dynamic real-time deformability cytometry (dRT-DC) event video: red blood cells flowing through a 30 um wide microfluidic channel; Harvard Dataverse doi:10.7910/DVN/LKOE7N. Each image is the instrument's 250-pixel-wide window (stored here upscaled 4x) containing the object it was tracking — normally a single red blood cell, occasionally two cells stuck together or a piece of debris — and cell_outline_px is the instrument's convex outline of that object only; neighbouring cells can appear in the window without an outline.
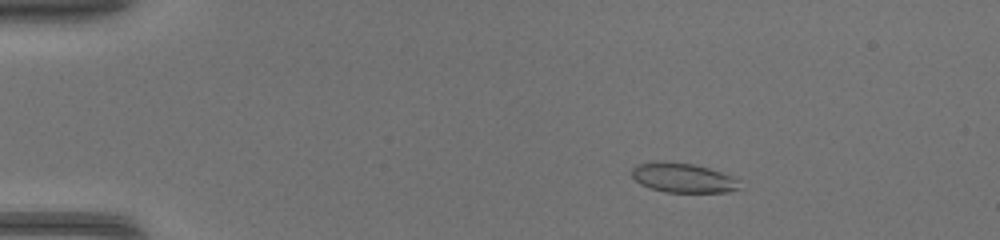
{"species": "common noctule bat (a hibernating species)", "species_latin": "Nyctalus noctula", "temperature_condition": "warm", "stored_images_in_passage": 47, "camera_frame_rate_fps": 3000, "um_per_image_px": 0.085, "animal": {"sex": "female", "body_mass_g": 17.0, "forearm_length_mm": 48.0}, "frame": {"image": 1, "passage_image": 9, "time_ms": 2.667, "image_size_px": [1000, 240], "cell_outline_px": [[740, 188], [728, 192], [664, 192], [648, 188], [640, 184], [632, 176], [632, 168], [636, 164], [652, 160], [664, 160], [692, 164], [708, 168], [732, 176], [740, 180]], "centroid_in_image_um": [58.01, 15.1], "position_along_channel_um": 27.0, "area_um2": 18.9}}
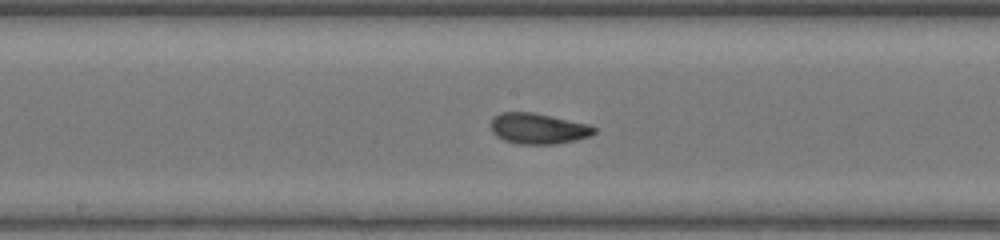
{"frame": {"image": 2, "passage_image": 26, "time_ms": 8.333, "image_size_px": [1000, 240], "cell_outline_px": [[596, 132], [592, 136], [576, 140], [556, 144], [520, 144], [504, 140], [496, 136], [492, 132], [488, 124], [492, 116], [500, 112], [532, 112], [588, 124], [596, 128]], "centroid_in_image_um": [45.7, 10.92], "position_along_channel_um": 202.5, "area_um2": 18.79}}
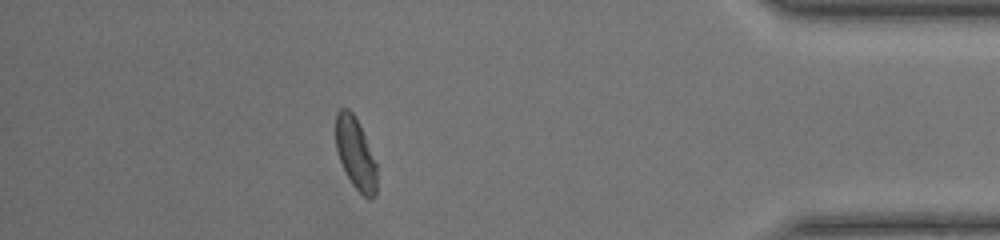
{"frame": {"image": 3, "passage_image": 42, "time_ms": 13.667, "image_size_px": [1000, 240], "cell_outline_px": [[376, 196], [372, 200], [368, 200], [352, 184], [340, 160], [336, 148], [336, 112], [340, 108], [348, 108], [352, 112], [364, 136], [376, 164]], "centroid_in_image_um": [30.22, 13.08], "position_along_channel_um": 405.0, "area_um2": 16.7}}